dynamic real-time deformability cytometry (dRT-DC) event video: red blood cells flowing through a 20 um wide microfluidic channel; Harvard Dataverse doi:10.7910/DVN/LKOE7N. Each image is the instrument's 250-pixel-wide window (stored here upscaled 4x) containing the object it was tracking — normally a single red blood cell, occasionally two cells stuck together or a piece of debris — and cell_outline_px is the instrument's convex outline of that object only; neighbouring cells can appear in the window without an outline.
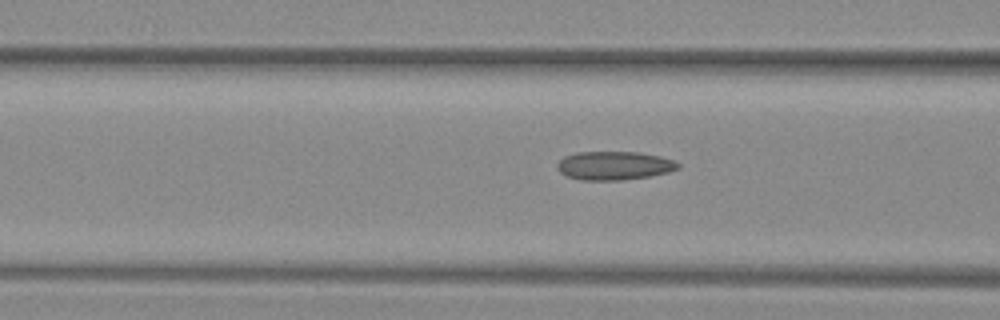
{"species": "common noctule bat (a hibernating species)", "species_latin": "Nyctalus noctula", "temperature_condition": "warm", "stored_images_in_passage": 26, "camera_frame_rate_fps": 3000, "um_per_image_px": 0.085, "animal": {"sex": "female", "body_mass_g": 29.2, "forearm_length_mm": 56.3}, "frame": {"image": 1, "passage_image": 6, "time_ms": 1.667, "image_size_px": [1000, 320], "cell_outline_px": [[680, 168], [668, 172], [648, 176], [620, 180], [580, 180], [568, 176], [560, 172], [556, 168], [556, 164], [564, 156], [576, 152], [636, 152], [660, 156], [672, 160], [680, 164]], "centroid_in_image_um": [52.18, 14.07], "position_along_channel_um": 114.4, "area_um2": 20.06}}
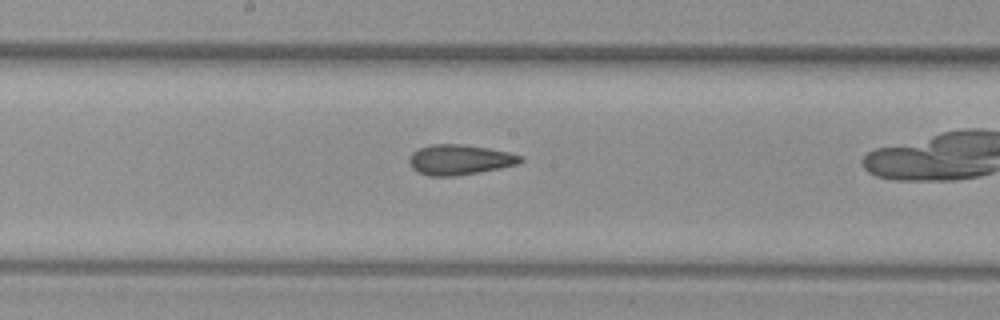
{"frame": {"image": 2, "passage_image": 13, "time_ms": 4.0, "image_size_px": [1000, 320], "cell_outline_px": [[524, 160], [520, 164], [500, 168], [452, 176], [428, 176], [416, 172], [412, 168], [408, 160], [412, 152], [420, 148], [432, 144], [464, 144], [488, 148], [508, 152], [524, 156]], "centroid_in_image_um": [39.08, 13.57], "position_along_channel_um": 209.1, "area_um2": 19.65}}
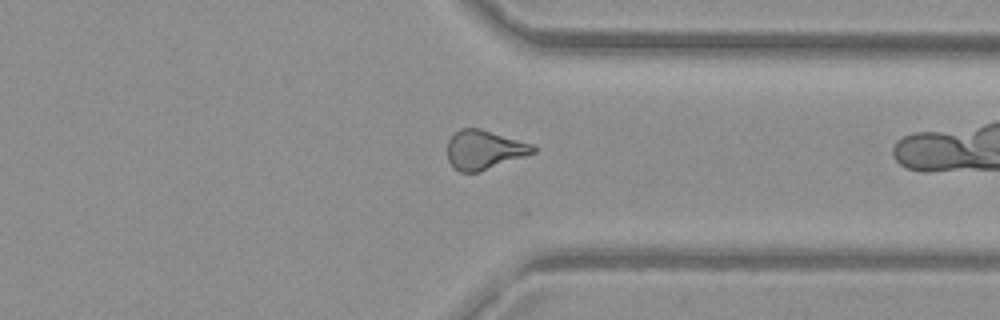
{"frame": {"image": 3, "passage_image": 25, "time_ms": 8.0, "image_size_px": [1000, 320], "cell_outline_px": [[536, 152], [480, 172], [460, 172], [448, 160], [448, 140], [460, 128], [480, 128], [532, 144], [536, 148]], "centroid_in_image_um": [41.16, 12.73], "position_along_channel_um": 370.2, "area_um2": 19.36}}